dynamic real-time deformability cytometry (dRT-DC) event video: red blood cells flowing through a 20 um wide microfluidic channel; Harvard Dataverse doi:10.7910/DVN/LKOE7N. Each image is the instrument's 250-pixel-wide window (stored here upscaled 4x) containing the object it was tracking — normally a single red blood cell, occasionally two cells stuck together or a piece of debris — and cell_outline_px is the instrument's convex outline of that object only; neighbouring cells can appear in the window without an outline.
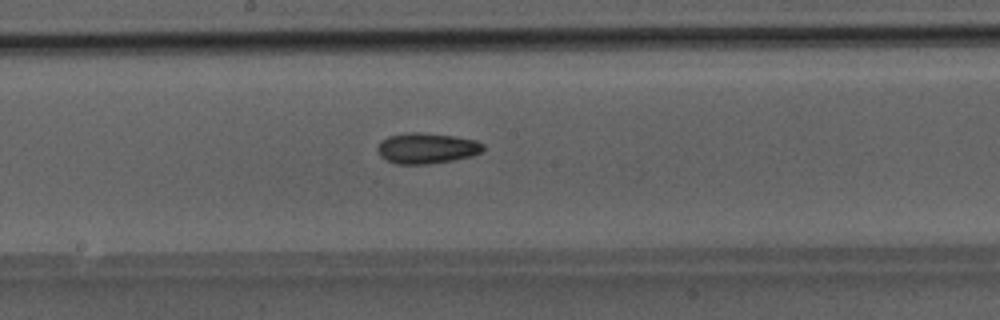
{"species": "Egyptian fruit bat (a non-hibernating species)", "species_latin": "Rousettus aegyptiacus", "temperature_condition": "room temperature", "stored_images_in_passage": 38, "camera_frame_rate_fps": 3000, "um_per_image_px": 0.085, "animal": {"sex": "male"}, "frame": {"image": 1, "passage_image": 22, "time_ms": 7.0, "image_size_px": [1000, 320], "cell_outline_px": [[484, 148], [480, 152], [472, 156], [452, 160], [428, 164], [396, 164], [380, 156], [376, 148], [380, 140], [388, 136], [408, 132], [416, 132], [456, 136], [476, 140], [484, 144]], "centroid_in_image_um": [36.25, 12.59], "position_along_channel_um": 211.9, "area_um2": 18.96}}